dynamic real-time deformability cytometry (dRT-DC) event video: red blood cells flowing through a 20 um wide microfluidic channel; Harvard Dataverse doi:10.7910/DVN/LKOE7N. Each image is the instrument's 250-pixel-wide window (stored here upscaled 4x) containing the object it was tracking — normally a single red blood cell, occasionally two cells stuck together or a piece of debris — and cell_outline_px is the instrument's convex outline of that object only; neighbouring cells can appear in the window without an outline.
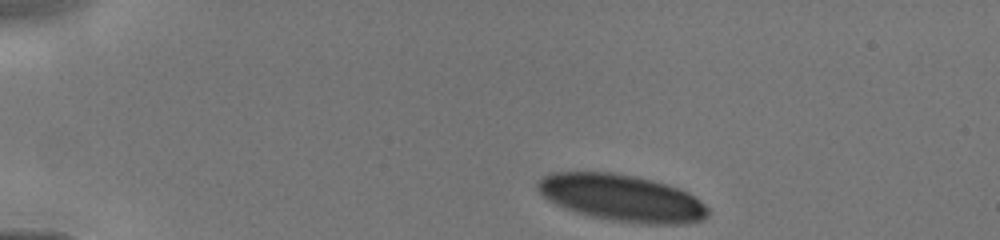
{"species": "human", "species_latin": "Homo sapiens", "temperature_condition": "cold", "stored_images_in_passage": 9, "camera_frame_rate_fps": 3000, "um_per_image_px": 0.085, "donor": {"sex": "male"}, "frame": {"image": 1, "passage_image": 1, "time_ms": 0.0, "image_size_px": [1000, 240], "cell_outline_px": [[708, 216], [704, 220], [684, 224], [644, 224], [612, 220], [592, 216], [576, 212], [564, 208], [548, 200], [536, 188], [536, 184], [544, 176], [552, 172], [612, 172], [652, 180], [668, 184], [688, 192], [700, 200], [708, 208]], "centroid_in_image_um": [52.87, 16.83], "position_along_channel_um": 32.1, "area_um2": 46.41}}
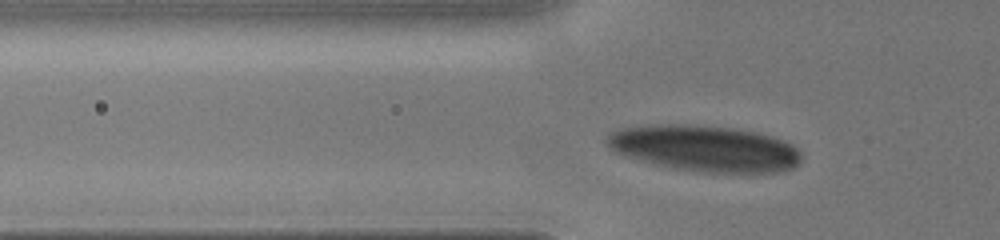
{"frame": {"image": 2, "passage_image": 7, "time_ms": 2.333, "image_size_px": [1000, 240], "cell_outline_px": [[804, 156], [792, 168], [784, 172], [700, 172], [676, 168], [656, 164], [612, 152], [604, 144], [604, 140], [608, 132], [620, 128], [640, 124], [692, 124], [732, 128], [756, 132], [772, 136], [784, 140], [792, 144]], "centroid_in_image_um": [59.84, 12.59], "position_along_channel_um": 66.0, "area_um2": 52.89}}